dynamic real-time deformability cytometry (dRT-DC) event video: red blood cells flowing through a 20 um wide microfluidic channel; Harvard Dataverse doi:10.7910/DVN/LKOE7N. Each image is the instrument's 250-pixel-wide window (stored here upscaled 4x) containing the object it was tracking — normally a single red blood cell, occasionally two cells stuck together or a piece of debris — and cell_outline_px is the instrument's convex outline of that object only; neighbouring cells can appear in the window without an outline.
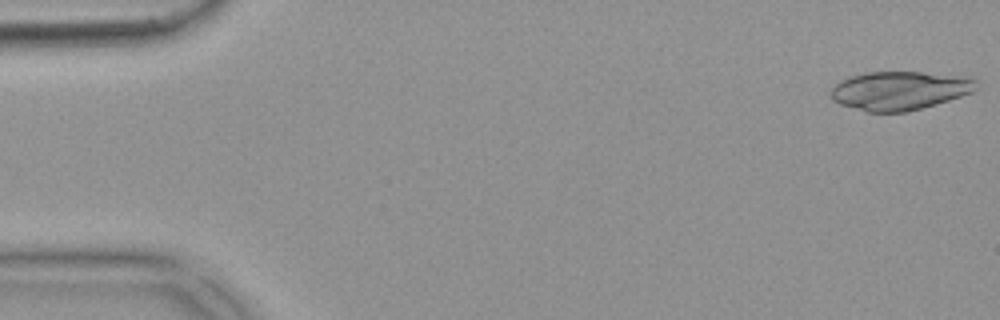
{"species": "common noctule bat (a hibernating species)", "species_latin": "Nyctalus noctula", "temperature_condition": "warm", "stored_images_in_passage": 52, "camera_frame_rate_fps": 3000, "um_per_image_px": 0.085, "animal": {"sex": "female", "body_mass_g": 18.4}, "frame": {"image": 1, "passage_image": 1, "time_ms": 0.0, "image_size_px": [1000, 320], "cell_outline_px": [[980, 80], [976, 88], [972, 92], [936, 104], [904, 112], [868, 112], [840, 104], [832, 100], [832, 88], [840, 80], [848, 76], [868, 72], [920, 72]], "centroid_in_image_um": [76.42, 7.7], "position_along_channel_um": 8.6, "area_um2": 32.31}}
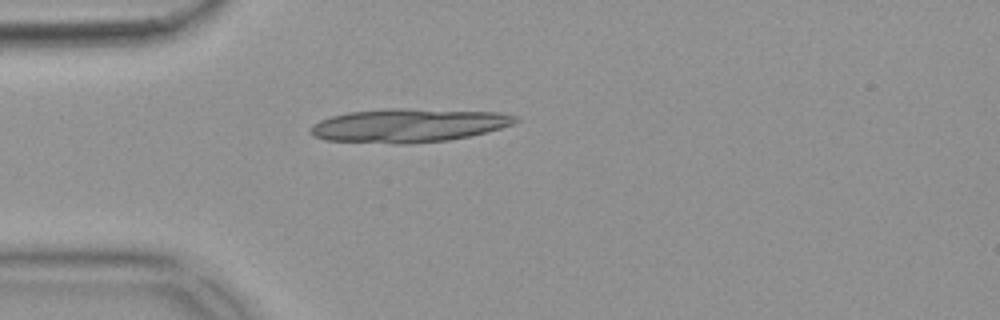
{"frame": {"image": 2, "passage_image": 14, "time_ms": 4.333, "image_size_px": [1000, 320], "cell_outline_px": [[520, 120], [512, 124], [500, 128], [468, 136], [448, 140], [408, 144], [392, 144], [324, 140], [312, 136], [308, 132], [308, 128], [312, 124], [320, 120], [332, 116], [348, 112], [388, 108], [408, 108], [500, 112], [516, 116]], "centroid_in_image_um": [34.66, 10.66], "position_along_channel_um": 50.3, "area_um2": 40.52}}